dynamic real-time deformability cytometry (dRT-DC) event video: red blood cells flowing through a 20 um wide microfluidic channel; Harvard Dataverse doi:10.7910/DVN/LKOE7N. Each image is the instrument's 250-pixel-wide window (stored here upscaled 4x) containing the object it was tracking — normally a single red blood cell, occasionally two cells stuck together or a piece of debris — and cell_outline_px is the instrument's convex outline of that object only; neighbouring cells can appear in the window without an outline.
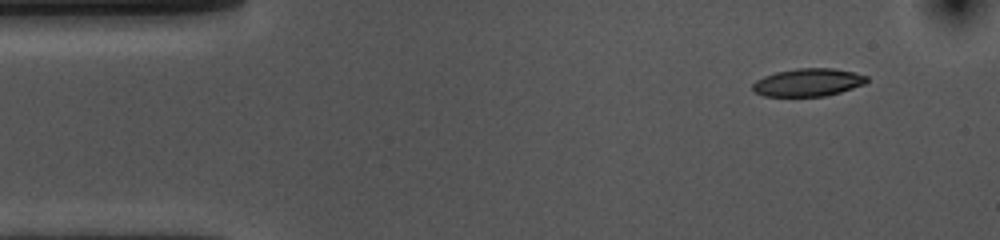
{"species": "common noctule bat (a hibernating species)", "species_latin": "Nyctalus noctula", "temperature_condition": "cold", "stored_images_in_passage": 50, "camera_frame_rate_fps": 3000, "um_per_image_px": 0.085, "animal": {"sex": "female", "body_mass_g": 10.0, "forearm_length_mm": 53.1}, "frame": {"image": 1, "passage_image": 1, "time_ms": 0.0, "image_size_px": [1000, 240], "cell_outline_px": [[868, 80], [864, 84], [840, 92], [824, 96], [764, 96], [756, 92], [752, 88], [752, 84], [756, 80], [764, 76], [776, 72], [796, 68], [832, 68], [852, 72], [868, 76]], "centroid_in_image_um": [68.67, 7.0], "position_along_channel_um": 16.3, "area_um2": 18.38}}
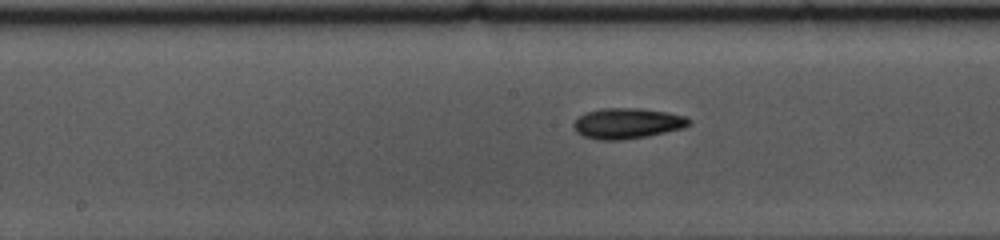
{"frame": {"image": 2, "passage_image": 22, "time_ms": 7.0, "image_size_px": [1000, 240], "cell_outline_px": [[692, 124], [684, 128], [648, 136], [620, 140], [596, 140], [584, 136], [576, 132], [572, 124], [580, 116], [588, 112], [600, 108], [640, 108], [668, 112], [688, 116], [692, 120]], "centroid_in_image_um": [53.37, 10.48], "position_along_channel_um": 194.8, "area_um2": 20.81}}
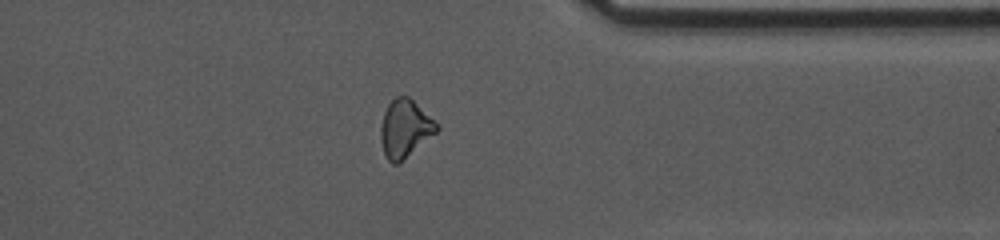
{"frame": {"image": 3, "passage_image": 38, "time_ms": 12.333, "image_size_px": [1000, 240], "cell_outline_px": [[440, 128], [436, 132], [396, 164], [392, 164], [388, 160], [384, 152], [380, 140], [380, 124], [384, 112], [388, 104], [396, 96], [408, 96]], "centroid_in_image_um": [34.36, 10.92], "position_along_channel_um": 377.0, "area_um2": 18.15}, "authors_computed_cell_mechanics": {"area_um2": 19.363, "velocity_mm_per_s": 3.6173, "shape_relaxation_time_tau1_ms": 6.0802, "shape_relaxation_time_tau2_ms": 6.6431, "deformation_change_tau1": 0.1396, "deformation_change_tau2": 0.1413}}